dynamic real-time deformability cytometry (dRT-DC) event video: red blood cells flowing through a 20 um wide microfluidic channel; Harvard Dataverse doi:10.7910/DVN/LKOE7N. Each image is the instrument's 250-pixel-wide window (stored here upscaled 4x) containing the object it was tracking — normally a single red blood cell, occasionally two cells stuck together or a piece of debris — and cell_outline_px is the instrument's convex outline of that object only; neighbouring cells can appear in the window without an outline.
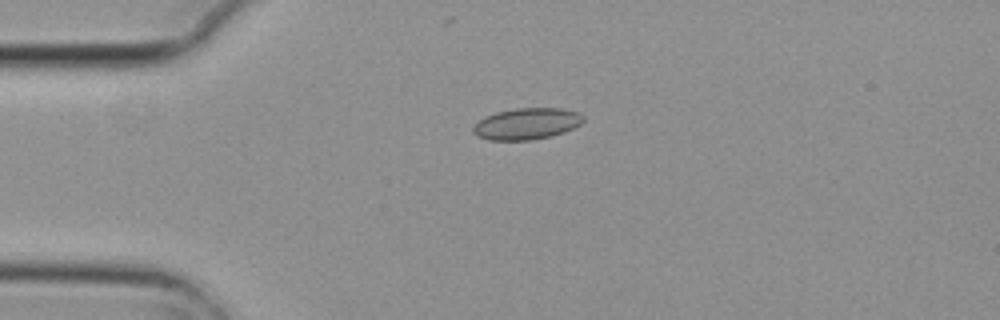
{"species": "common noctule bat (a hibernating species)", "species_latin": "Nyctalus noctula", "temperature_condition": "cold", "stored_images_in_passage": 15, "camera_frame_rate_fps": 3000, "um_per_image_px": 0.085, "animal": {"sex": "female", "body_mass_g": 29.2, "forearm_length_mm": 56.3}, "frame": {"image": 1, "passage_image": 4, "time_ms": 1.0, "image_size_px": [1000, 320], "cell_outline_px": [[584, 120], [580, 124], [564, 132], [552, 136], [532, 140], [488, 140], [476, 136], [472, 132], [472, 128], [484, 116], [496, 112], [516, 108], [560, 108], [576, 112], [584, 116]], "centroid_in_image_um": [44.74, 10.52], "position_along_channel_um": 40.3, "area_um2": 20.23}}
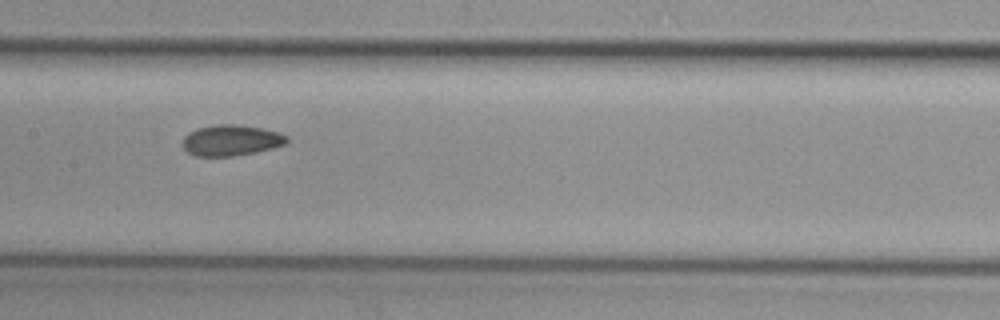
{"frame": {"image": 2, "passage_image": 8, "time_ms": 2.333, "image_size_px": [1000, 320], "cell_outline_px": [[288, 140], [284, 144], [272, 148], [256, 152], [232, 156], [196, 156], [188, 152], [184, 148], [184, 136], [188, 132], [196, 128], [216, 124], [236, 124], [264, 128], [280, 132], [288, 136]], "centroid_in_image_um": [19.66, 11.91], "position_along_channel_um": 187.7, "area_um2": 18.84}}
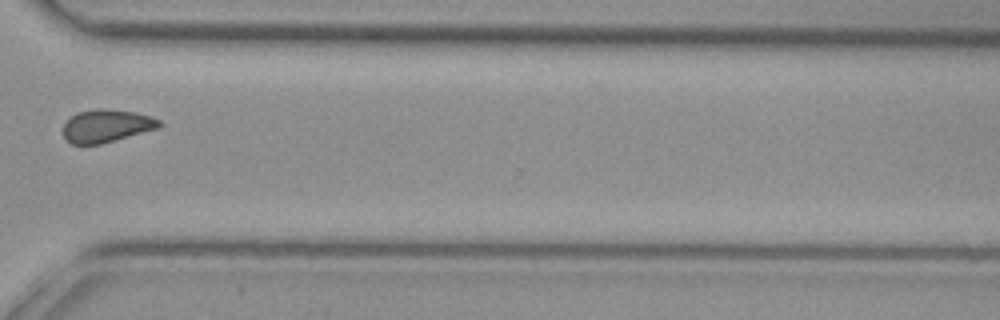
{"frame": {"image": 3, "passage_image": 12, "time_ms": 3.667, "image_size_px": [1000, 320], "cell_outline_px": [[164, 124], [160, 128], [100, 144], [72, 144], [64, 136], [64, 120], [76, 112], [136, 112], [152, 116], [160, 120]], "centroid_in_image_um": [9.09, 10.75], "position_along_channel_um": 361.5, "area_um2": 17.69}}